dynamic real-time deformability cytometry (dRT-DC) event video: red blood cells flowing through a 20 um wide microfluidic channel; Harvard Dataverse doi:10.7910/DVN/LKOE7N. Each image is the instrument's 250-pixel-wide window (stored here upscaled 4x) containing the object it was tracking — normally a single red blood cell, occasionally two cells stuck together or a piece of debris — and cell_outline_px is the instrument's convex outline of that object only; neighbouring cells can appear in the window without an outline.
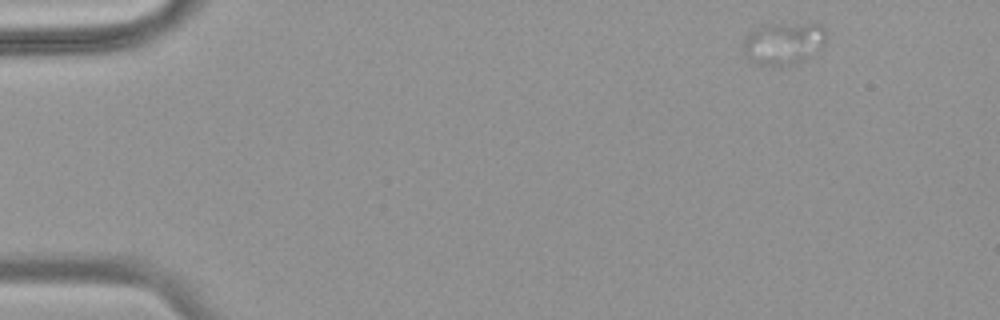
{"species": "common noctule bat (a hibernating species)", "species_latin": "Nyctalus noctula", "temperature_condition": "warm", "stored_images_in_passage": 51, "camera_frame_rate_fps": 3000, "um_per_image_px": 0.085, "animal": {"sex": "female", "body_mass_g": 18.4}, "frame": {"image": 1, "passage_image": 1, "time_ms": 0.0, "image_size_px": [1000, 320], "cell_outline_px": [[824, 44], [804, 60], [796, 64], [784, 68], [764, 68], [756, 64], [740, 48], [744, 40], [756, 28], [772, 24], [820, 24], [824, 28]], "centroid_in_image_um": [66.56, 3.76], "position_along_channel_um": 18.4, "area_um2": 20.63}}
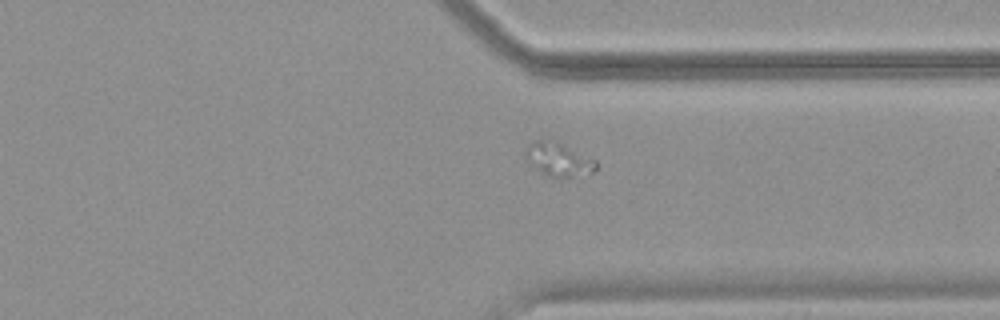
{"frame": {"image": 2, "passage_image": 38, "time_ms": 12.333, "image_size_px": [1000, 320], "cell_outline_px": [[596, 168], [592, 172], [572, 176], [544, 176], [524, 156], [524, 152], [528, 144], [536, 140], [544, 140], [564, 144], [596, 160]], "centroid_in_image_um": [47.45, 13.54], "position_along_channel_um": 364.0, "area_um2": 13.41}}
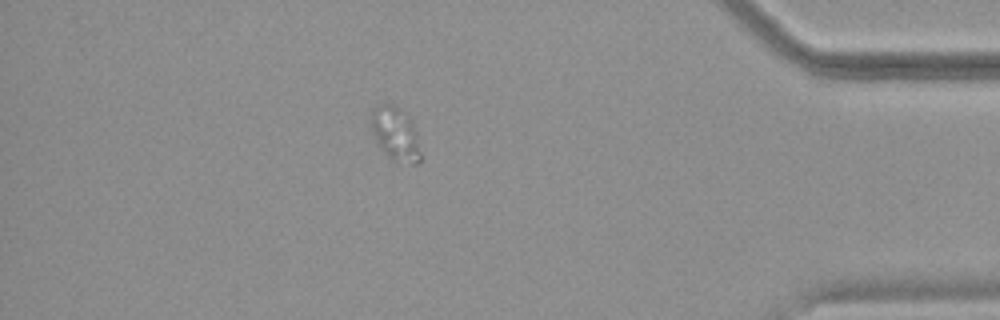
{"frame": {"image": 3, "passage_image": 44, "time_ms": 14.333, "image_size_px": [1000, 320], "cell_outline_px": [[420, 160], [416, 164], [412, 164], [392, 160], [384, 152], [372, 128], [372, 108], [380, 104], [392, 104], [400, 108], [408, 116], [412, 124], [416, 136], [420, 152]], "centroid_in_image_um": [33.63, 11.36], "position_along_channel_um": 401.6, "area_um2": 14.85}}